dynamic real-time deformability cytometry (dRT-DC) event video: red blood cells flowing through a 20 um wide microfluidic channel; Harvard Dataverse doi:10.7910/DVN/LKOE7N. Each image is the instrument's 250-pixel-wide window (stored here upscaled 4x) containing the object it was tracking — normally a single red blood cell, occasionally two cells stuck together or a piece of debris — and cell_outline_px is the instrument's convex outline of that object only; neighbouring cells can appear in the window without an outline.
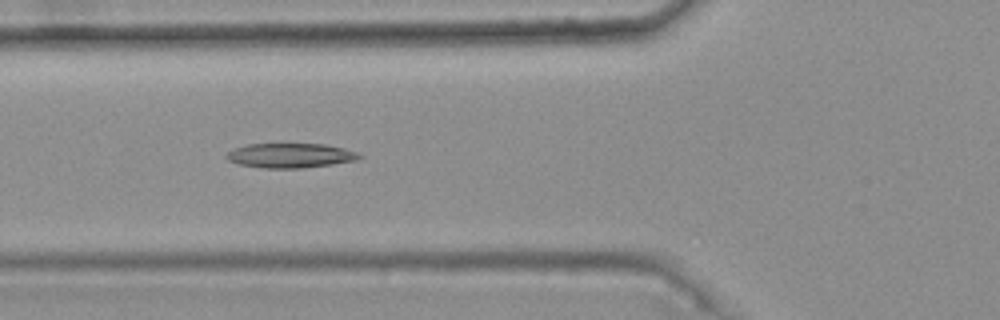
{"species": "common noctule bat (a hibernating species)", "species_latin": "Nyctalus noctula", "temperature_condition": "warm", "stored_images_in_passage": 48, "camera_frame_rate_fps": 3000, "um_per_image_px": 0.085, "animal": {"sex": "female", "body_mass_g": 25.1}, "frame": {"image": 1, "passage_image": 20, "time_ms": 6.333, "image_size_px": [1000, 320], "cell_outline_px": [[364, 156], [356, 160], [332, 164], [300, 168], [264, 168], [240, 164], [228, 160], [224, 156], [228, 152], [236, 148], [248, 144], [324, 144], [344, 148], [356, 152]], "centroid_in_image_um": [24.69, 13.22], "position_along_channel_um": 101.1, "area_um2": 18.84}}
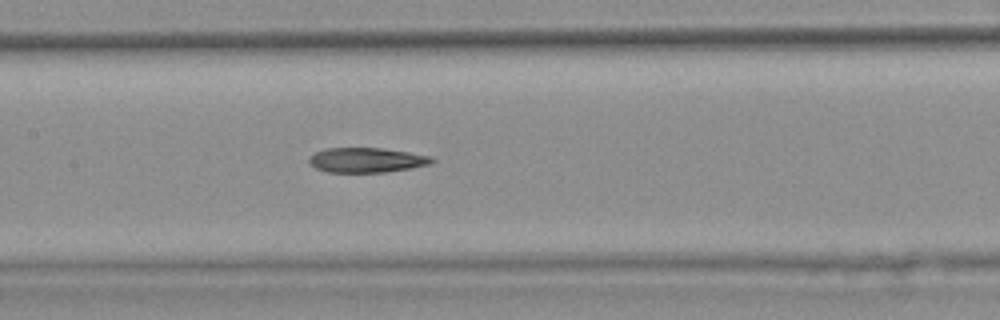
{"frame": {"image": 2, "passage_image": 26, "time_ms": 8.333, "image_size_px": [1000, 320], "cell_outline_px": [[436, 160], [432, 164], [412, 168], [384, 172], [328, 172], [316, 168], [308, 160], [316, 152], [324, 148], [384, 148], [432, 156]], "centroid_in_image_um": [31.23, 13.6], "position_along_channel_um": 176.2, "area_um2": 17.74}}
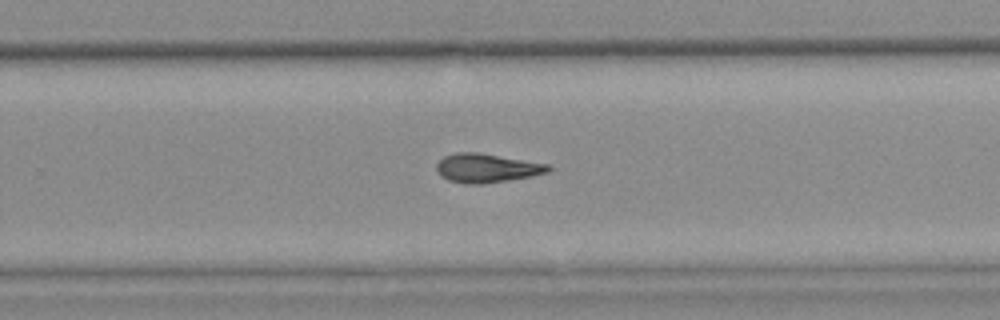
{"frame": {"image": 3, "passage_image": 35, "time_ms": 11.333, "image_size_px": [1000, 320], "cell_outline_px": [[552, 168], [548, 172], [532, 176], [484, 184], [464, 184], [448, 180], [440, 176], [436, 168], [436, 164], [444, 156], [456, 152], [476, 152], [552, 164]], "centroid_in_image_um": [41.39, 14.29], "position_along_channel_um": 288.4, "area_um2": 19.02}}